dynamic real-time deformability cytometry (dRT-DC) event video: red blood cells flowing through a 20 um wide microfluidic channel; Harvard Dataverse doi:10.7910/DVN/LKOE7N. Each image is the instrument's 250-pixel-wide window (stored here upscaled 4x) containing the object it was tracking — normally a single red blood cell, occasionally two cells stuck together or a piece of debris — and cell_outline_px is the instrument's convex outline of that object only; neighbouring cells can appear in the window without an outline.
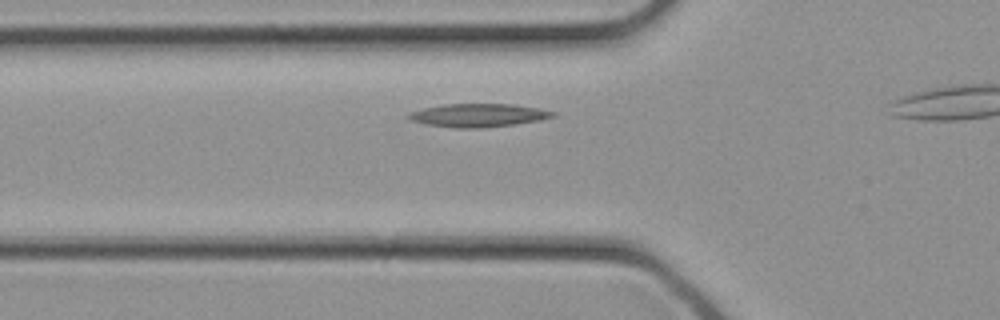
{"species": "common noctule bat (a hibernating species)", "species_latin": "Nyctalus noctula", "temperature_condition": "cold", "stored_images_in_passage": 13, "camera_frame_rate_fps": 3000, "um_per_image_px": 0.085, "animal": {"sex": "female", "body_mass_g": 21.9}, "frame": {"image": 1, "passage_image": 6, "time_ms": 1.667, "image_size_px": [1000, 320], "cell_outline_px": [[556, 116], [540, 120], [516, 124], [480, 128], [452, 128], [428, 124], [412, 120], [408, 116], [412, 112], [424, 108], [444, 104], [512, 104], [540, 108], [556, 112]], "centroid_in_image_um": [40.73, 9.8], "position_along_channel_um": 85.1, "area_um2": 19.42}}
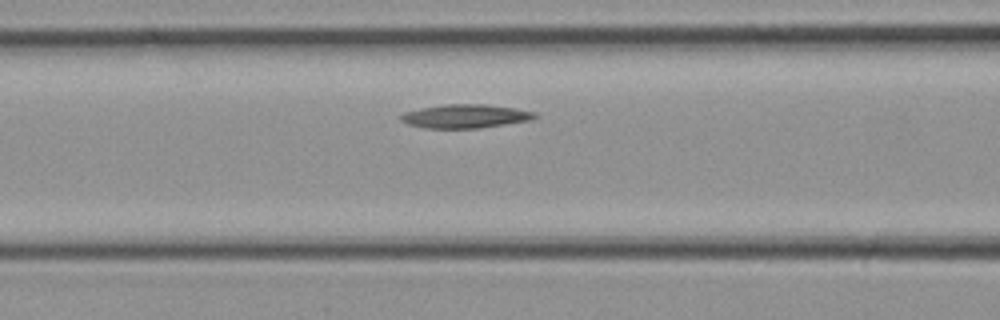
{"frame": {"image": 2, "passage_image": 8, "time_ms": 2.333, "image_size_px": [1000, 320], "cell_outline_px": [[540, 116], [528, 120], [480, 128], [424, 128], [408, 124], [400, 120], [400, 116], [404, 112], [420, 108], [444, 104], [484, 104], [516, 108], [536, 112]], "centroid_in_image_um": [39.54, 9.87], "position_along_channel_um": 127.1, "area_um2": 18.5}}
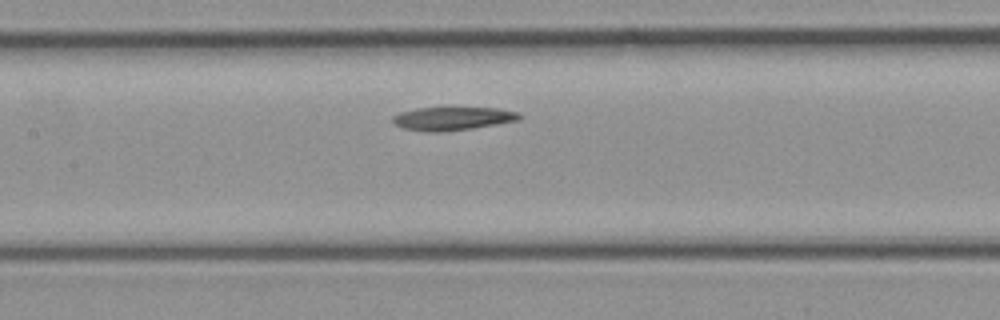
{"frame": {"image": 3, "passage_image": 10, "time_ms": 3.0, "image_size_px": [1000, 320], "cell_outline_px": [[524, 116], [520, 120], [472, 128], [440, 132], [424, 132], [404, 128], [396, 124], [392, 120], [392, 116], [400, 112], [416, 108], [448, 104], [496, 108], [516, 112]], "centroid_in_image_um": [38.47, 10.01], "position_along_channel_um": 168.9, "area_um2": 18.26}}